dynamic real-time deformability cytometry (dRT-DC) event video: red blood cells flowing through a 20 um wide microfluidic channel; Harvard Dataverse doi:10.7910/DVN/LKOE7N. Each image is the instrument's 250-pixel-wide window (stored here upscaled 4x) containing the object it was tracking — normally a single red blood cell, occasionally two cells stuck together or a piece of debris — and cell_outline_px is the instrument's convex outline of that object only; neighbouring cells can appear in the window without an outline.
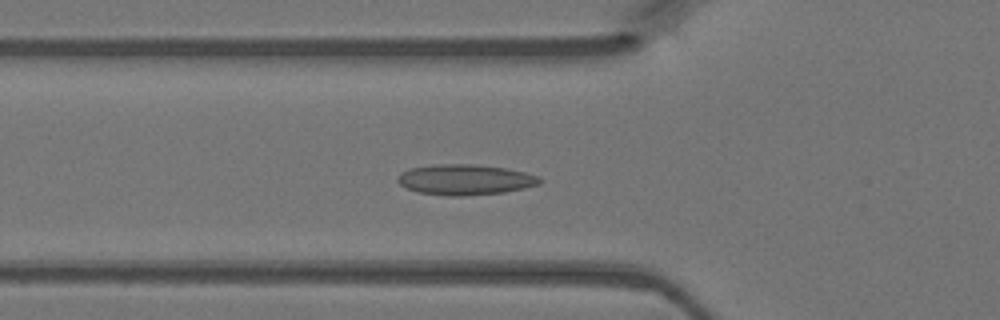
{"species": "Egyptian fruit bat (a non-hibernating species)", "species_latin": "Rousettus aegyptiacus", "temperature_condition": "warm", "stored_images_in_passage": 31, "camera_frame_rate_fps": 3000, "um_per_image_px": 0.085, "animal": {"sex": "female"}, "frame": {"image": 1, "passage_image": 2, "time_ms": 0.333, "image_size_px": [1000, 320], "cell_outline_px": [[544, 180], [540, 184], [524, 188], [504, 192], [464, 196], [448, 196], [420, 192], [408, 188], [400, 184], [396, 180], [400, 172], [412, 168], [436, 164], [472, 164], [504, 168], [524, 172], [540, 176]], "centroid_in_image_um": [39.56, 15.27], "position_along_channel_um": 86.2, "area_um2": 25.2}}
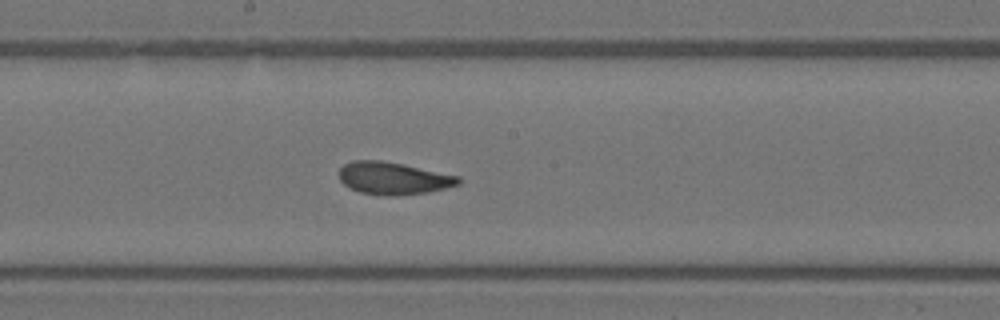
{"frame": {"image": 2, "passage_image": 11, "time_ms": 3.333, "image_size_px": [1000, 320], "cell_outline_px": [[460, 184], [428, 192], [396, 196], [388, 196], [360, 192], [344, 184], [340, 180], [340, 168], [344, 164], [352, 160], [380, 160], [404, 164], [460, 176]], "centroid_in_image_um": [33.44, 15.14], "position_along_channel_um": 214.8, "area_um2": 22.48}}
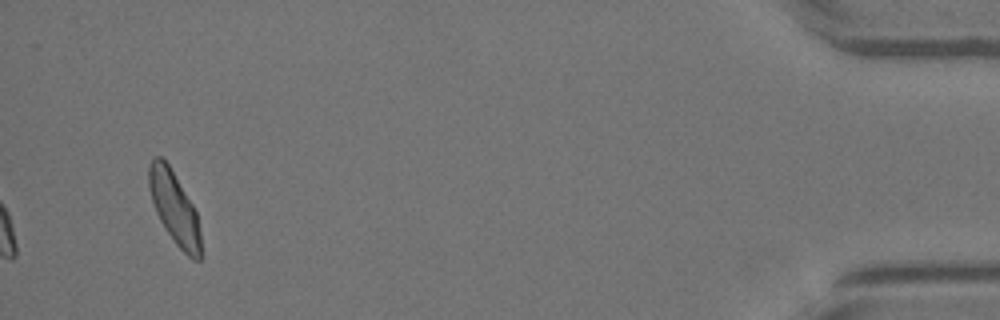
{"frame": {"image": 3, "passage_image": 31, "time_ms": 10.0, "image_size_px": [1000, 320], "cell_outline_px": [[200, 260], [192, 260], [176, 244], [160, 220], [156, 212], [152, 200], [148, 184], [148, 168], [152, 160], [156, 156], [160, 156], [168, 164], [192, 204], [196, 212], [200, 232]], "centroid_in_image_um": [14.81, 17.67], "position_along_channel_um": 420.4, "area_um2": 21.33}}